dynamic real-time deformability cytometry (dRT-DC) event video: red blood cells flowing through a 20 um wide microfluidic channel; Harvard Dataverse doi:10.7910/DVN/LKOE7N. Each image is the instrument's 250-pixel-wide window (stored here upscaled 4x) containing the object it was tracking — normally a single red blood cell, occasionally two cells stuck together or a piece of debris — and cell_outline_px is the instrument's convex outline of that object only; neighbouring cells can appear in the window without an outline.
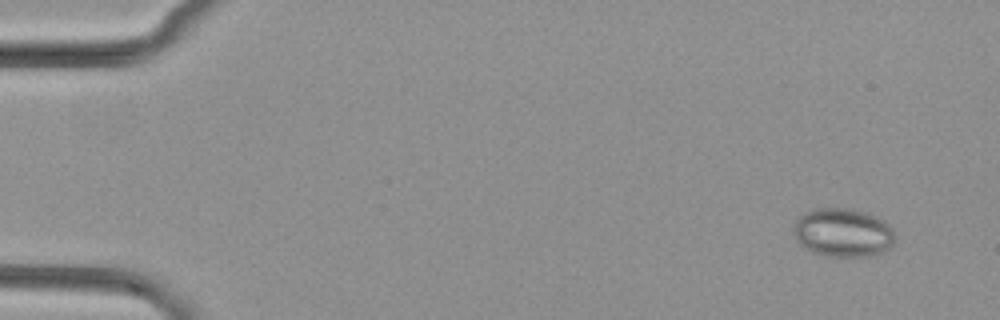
{"species": "common noctule bat (a hibernating species)", "species_latin": "Nyctalus noctula", "temperature_condition": "cold", "stored_images_in_passage": 6, "camera_frame_rate_fps": 3000, "um_per_image_px": 0.085, "animal": {"sex": "female", "body_mass_g": 29.2, "forearm_length_mm": 56.3}, "frame": {"image": 1, "passage_image": 6, "time_ms": 1.667, "image_size_px": [1000, 320], "cell_outline_px": [[896, 236], [892, 244], [888, 248], [880, 252], [868, 256], [828, 256], [812, 252], [804, 248], [800, 244], [792, 232], [796, 220], [804, 212], [816, 208], [852, 208], [868, 212], [884, 220], [892, 228]], "centroid_in_image_um": [71.64, 19.75], "position_along_channel_um": 13.4, "area_um2": 28.96}}